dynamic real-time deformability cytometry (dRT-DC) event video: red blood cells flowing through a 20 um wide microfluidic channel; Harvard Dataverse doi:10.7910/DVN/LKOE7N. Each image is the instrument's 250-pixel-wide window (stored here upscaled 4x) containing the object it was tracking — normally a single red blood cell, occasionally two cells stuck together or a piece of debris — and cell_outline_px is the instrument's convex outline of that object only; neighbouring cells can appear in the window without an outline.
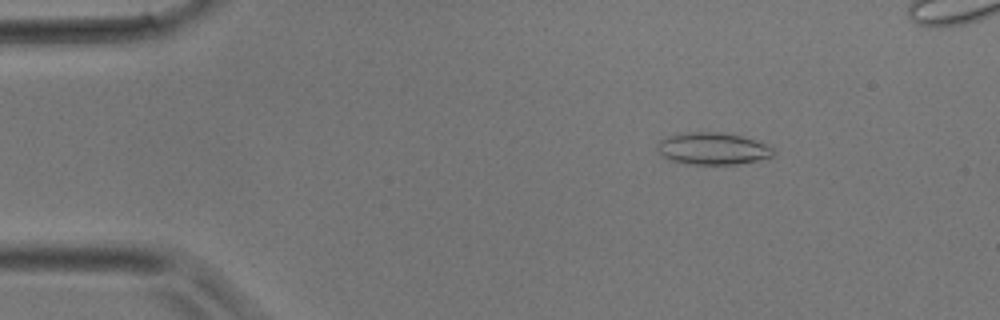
{"species": "common noctule bat (a hibernating species)", "species_latin": "Nyctalus noctula", "temperature_condition": "room temperature", "stored_images_in_passage": 40, "camera_frame_rate_fps": 3000, "um_per_image_px": 0.085, "animal": {"sex": "male", "body_mass_g": 17.9}, "frame": {"image": 1, "passage_image": 6, "time_ms": 1.667, "image_size_px": [1000, 320], "cell_outline_px": [[772, 156], [756, 160], [736, 164], [688, 164], [668, 160], [656, 148], [656, 144], [660, 140], [668, 136], [680, 132], [720, 132], [740, 136], [764, 144], [772, 148]], "centroid_in_image_um": [60.48, 12.63], "position_along_channel_um": 24.5, "area_um2": 21.39}}
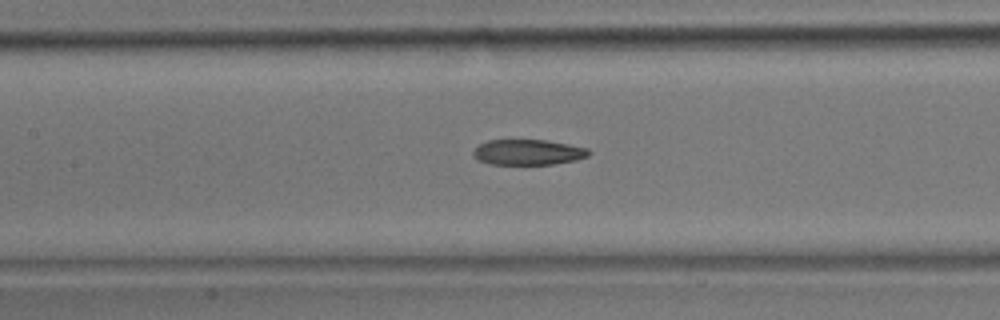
{"frame": {"image": 2, "passage_image": 18, "time_ms": 5.667, "image_size_px": [1000, 320], "cell_outline_px": [[592, 152], [588, 156], [576, 160], [552, 164], [488, 164], [476, 160], [472, 156], [472, 152], [480, 144], [488, 140], [548, 140], [588, 148]], "centroid_in_image_um": [44.87, 12.94], "position_along_channel_um": 162.5, "area_um2": 17.28}}
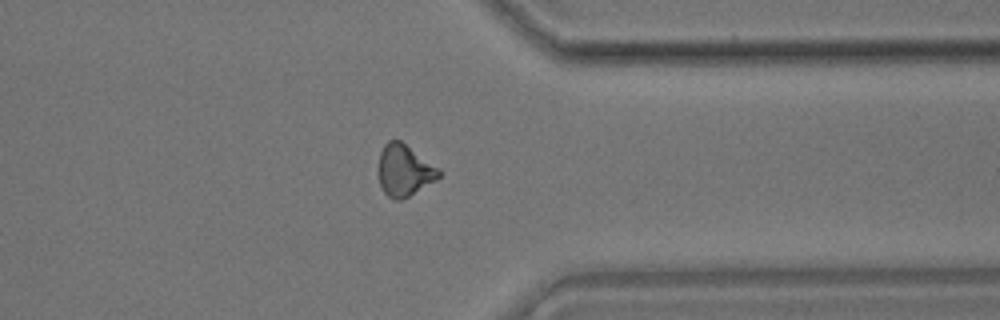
{"frame": {"image": 3, "passage_image": 31, "time_ms": 10.0, "image_size_px": [1000, 320], "cell_outline_px": [[440, 176], [436, 180], [408, 196], [400, 200], [392, 200], [384, 192], [380, 184], [380, 152], [384, 144], [388, 140], [400, 140], [440, 168]], "centroid_in_image_um": [34.38, 14.47], "position_along_channel_um": 377.0, "area_um2": 17.92}}